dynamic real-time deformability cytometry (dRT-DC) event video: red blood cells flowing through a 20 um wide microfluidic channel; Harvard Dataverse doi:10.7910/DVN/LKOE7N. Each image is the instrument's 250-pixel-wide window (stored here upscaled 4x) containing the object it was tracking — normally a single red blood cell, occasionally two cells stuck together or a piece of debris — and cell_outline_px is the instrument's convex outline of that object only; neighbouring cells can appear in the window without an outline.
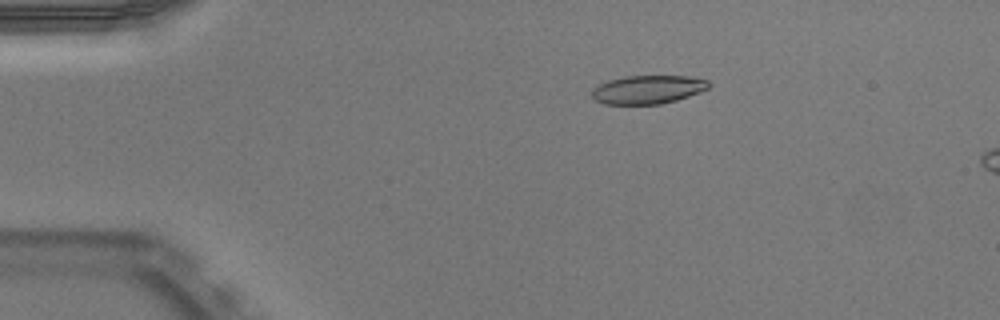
{"species": "Egyptian fruit bat (a non-hibernating species)", "species_latin": "Rousettus aegyptiacus", "temperature_condition": "warm", "stored_images_in_passage": 43, "camera_frame_rate_fps": 3000, "um_per_image_px": 0.085, "animal": {"sex": "male"}, "frame": {"image": 1, "passage_image": 2, "time_ms": 0.333, "image_size_px": [1000, 320], "cell_outline_px": [[708, 88], [700, 92], [676, 100], [660, 104], [604, 104], [592, 100], [592, 88], [608, 80], [624, 76], [688, 76], [708, 80]], "centroid_in_image_um": [55.02, 7.61], "position_along_channel_um": 30.0, "area_um2": 19.42}}
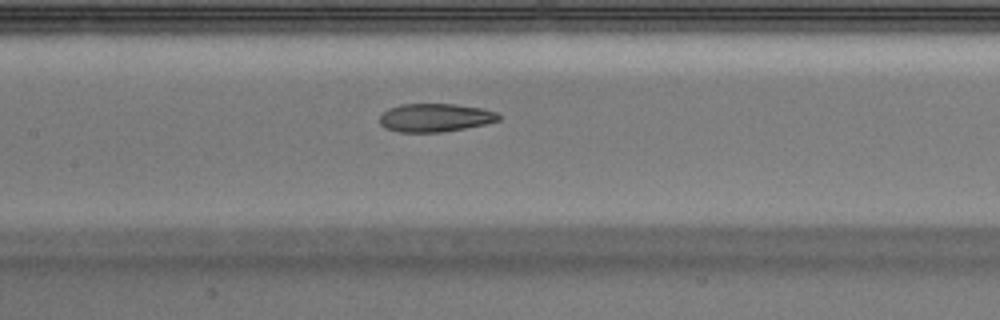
{"frame": {"image": 2, "passage_image": 17, "time_ms": 5.333, "image_size_px": [1000, 320], "cell_outline_px": [[500, 120], [484, 124], [464, 128], [440, 132], [400, 132], [384, 128], [380, 124], [380, 116], [388, 108], [400, 104], [456, 104], [484, 108], [496, 112], [500, 116]], "centroid_in_image_um": [36.98, 9.99], "position_along_channel_um": 170.4, "area_um2": 19.65}}
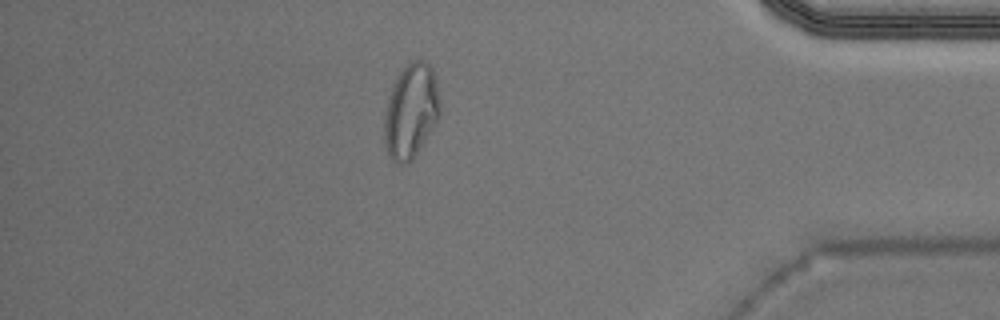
{"frame": {"image": 3, "passage_image": 37, "time_ms": 12.0, "image_size_px": [1000, 320], "cell_outline_px": [[440, 116], [412, 160], [404, 164], [400, 164], [392, 160], [388, 156], [384, 140], [384, 120], [388, 100], [392, 88], [400, 72], [412, 60], [424, 60], [432, 68], [436, 80], [440, 100]], "centroid_in_image_um": [34.94, 9.46], "position_along_channel_um": 400.3, "area_um2": 30.35}, "authors_computed_cell_mechanics": {"area_um2": 20.9236, "velocity_mm_per_s": 3.9681, "shape_relaxation_time_tau1_ms": null, "shape_relaxation_time_tau2_ms": 2.394, "deformation_change_tau1": null, "deformation_change_tau2": 0.0955}}